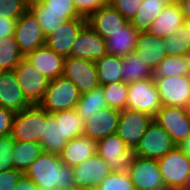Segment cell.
Returning a JSON list of instances; mask_svg holds the SVG:
<instances>
[{"instance_id":"cell-1","label":"cell","mask_w":190,"mask_h":190,"mask_svg":"<svg viewBox=\"0 0 190 190\" xmlns=\"http://www.w3.org/2000/svg\"><path fill=\"white\" fill-rule=\"evenodd\" d=\"M39 188L74 190L76 182L72 167L63 165L59 155L43 152L24 172Z\"/></svg>"},{"instance_id":"cell-2","label":"cell","mask_w":190,"mask_h":190,"mask_svg":"<svg viewBox=\"0 0 190 190\" xmlns=\"http://www.w3.org/2000/svg\"><path fill=\"white\" fill-rule=\"evenodd\" d=\"M78 87L64 76L48 82L47 89L39 106L48 113L74 109L80 99Z\"/></svg>"},{"instance_id":"cell-3","label":"cell","mask_w":190,"mask_h":190,"mask_svg":"<svg viewBox=\"0 0 190 190\" xmlns=\"http://www.w3.org/2000/svg\"><path fill=\"white\" fill-rule=\"evenodd\" d=\"M47 111L39 105H31L15 114L11 136L15 141L40 142L43 137Z\"/></svg>"},{"instance_id":"cell-4","label":"cell","mask_w":190,"mask_h":190,"mask_svg":"<svg viewBox=\"0 0 190 190\" xmlns=\"http://www.w3.org/2000/svg\"><path fill=\"white\" fill-rule=\"evenodd\" d=\"M161 107L154 77L128 84L126 109L146 113L154 118Z\"/></svg>"},{"instance_id":"cell-5","label":"cell","mask_w":190,"mask_h":190,"mask_svg":"<svg viewBox=\"0 0 190 190\" xmlns=\"http://www.w3.org/2000/svg\"><path fill=\"white\" fill-rule=\"evenodd\" d=\"M97 155L106 161L111 172L123 173L129 172L136 156L116 133L97 141Z\"/></svg>"},{"instance_id":"cell-6","label":"cell","mask_w":190,"mask_h":190,"mask_svg":"<svg viewBox=\"0 0 190 190\" xmlns=\"http://www.w3.org/2000/svg\"><path fill=\"white\" fill-rule=\"evenodd\" d=\"M158 164L167 190H180L190 171L188 156L179 146H176L158 159Z\"/></svg>"},{"instance_id":"cell-7","label":"cell","mask_w":190,"mask_h":190,"mask_svg":"<svg viewBox=\"0 0 190 190\" xmlns=\"http://www.w3.org/2000/svg\"><path fill=\"white\" fill-rule=\"evenodd\" d=\"M175 147L172 137L153 120L134 152L138 157L158 160Z\"/></svg>"},{"instance_id":"cell-8","label":"cell","mask_w":190,"mask_h":190,"mask_svg":"<svg viewBox=\"0 0 190 190\" xmlns=\"http://www.w3.org/2000/svg\"><path fill=\"white\" fill-rule=\"evenodd\" d=\"M14 72L27 101L31 105H39L43 99L49 80L25 57L20 60Z\"/></svg>"},{"instance_id":"cell-9","label":"cell","mask_w":190,"mask_h":190,"mask_svg":"<svg viewBox=\"0 0 190 190\" xmlns=\"http://www.w3.org/2000/svg\"><path fill=\"white\" fill-rule=\"evenodd\" d=\"M154 121L172 137L176 146H180L190 135V117L187 108L162 106Z\"/></svg>"},{"instance_id":"cell-10","label":"cell","mask_w":190,"mask_h":190,"mask_svg":"<svg viewBox=\"0 0 190 190\" xmlns=\"http://www.w3.org/2000/svg\"><path fill=\"white\" fill-rule=\"evenodd\" d=\"M14 37L23 57L44 46L45 36L37 17L29 8L17 19Z\"/></svg>"},{"instance_id":"cell-11","label":"cell","mask_w":190,"mask_h":190,"mask_svg":"<svg viewBox=\"0 0 190 190\" xmlns=\"http://www.w3.org/2000/svg\"><path fill=\"white\" fill-rule=\"evenodd\" d=\"M153 120L146 113L125 109L120 113L116 134L129 149L135 150Z\"/></svg>"},{"instance_id":"cell-12","label":"cell","mask_w":190,"mask_h":190,"mask_svg":"<svg viewBox=\"0 0 190 190\" xmlns=\"http://www.w3.org/2000/svg\"><path fill=\"white\" fill-rule=\"evenodd\" d=\"M162 106L183 107L190 105V75L154 78Z\"/></svg>"},{"instance_id":"cell-13","label":"cell","mask_w":190,"mask_h":190,"mask_svg":"<svg viewBox=\"0 0 190 190\" xmlns=\"http://www.w3.org/2000/svg\"><path fill=\"white\" fill-rule=\"evenodd\" d=\"M128 174L135 190H167L158 160L135 156Z\"/></svg>"},{"instance_id":"cell-14","label":"cell","mask_w":190,"mask_h":190,"mask_svg":"<svg viewBox=\"0 0 190 190\" xmlns=\"http://www.w3.org/2000/svg\"><path fill=\"white\" fill-rule=\"evenodd\" d=\"M63 76L78 87L80 94L91 92L100 86L95 62L91 60L65 58Z\"/></svg>"},{"instance_id":"cell-15","label":"cell","mask_w":190,"mask_h":190,"mask_svg":"<svg viewBox=\"0 0 190 190\" xmlns=\"http://www.w3.org/2000/svg\"><path fill=\"white\" fill-rule=\"evenodd\" d=\"M87 25V18L67 20L59 26L56 32L45 37V46L64 58L69 57L71 47L80 31Z\"/></svg>"},{"instance_id":"cell-16","label":"cell","mask_w":190,"mask_h":190,"mask_svg":"<svg viewBox=\"0 0 190 190\" xmlns=\"http://www.w3.org/2000/svg\"><path fill=\"white\" fill-rule=\"evenodd\" d=\"M105 39L86 25L75 39L69 57L96 61L107 55Z\"/></svg>"},{"instance_id":"cell-17","label":"cell","mask_w":190,"mask_h":190,"mask_svg":"<svg viewBox=\"0 0 190 190\" xmlns=\"http://www.w3.org/2000/svg\"><path fill=\"white\" fill-rule=\"evenodd\" d=\"M0 106L14 113L31 106L23 94L14 70L0 71Z\"/></svg>"},{"instance_id":"cell-18","label":"cell","mask_w":190,"mask_h":190,"mask_svg":"<svg viewBox=\"0 0 190 190\" xmlns=\"http://www.w3.org/2000/svg\"><path fill=\"white\" fill-rule=\"evenodd\" d=\"M128 23L129 21L110 4L101 7L87 18V25L104 39L122 31Z\"/></svg>"},{"instance_id":"cell-19","label":"cell","mask_w":190,"mask_h":190,"mask_svg":"<svg viewBox=\"0 0 190 190\" xmlns=\"http://www.w3.org/2000/svg\"><path fill=\"white\" fill-rule=\"evenodd\" d=\"M76 187L99 184L111 173L106 161L97 154L73 167Z\"/></svg>"},{"instance_id":"cell-20","label":"cell","mask_w":190,"mask_h":190,"mask_svg":"<svg viewBox=\"0 0 190 190\" xmlns=\"http://www.w3.org/2000/svg\"><path fill=\"white\" fill-rule=\"evenodd\" d=\"M121 111L109 107L101 109L84 122L83 135L96 141L116 133Z\"/></svg>"},{"instance_id":"cell-21","label":"cell","mask_w":190,"mask_h":190,"mask_svg":"<svg viewBox=\"0 0 190 190\" xmlns=\"http://www.w3.org/2000/svg\"><path fill=\"white\" fill-rule=\"evenodd\" d=\"M25 58L49 81L63 76L65 58L45 45L28 53Z\"/></svg>"},{"instance_id":"cell-22","label":"cell","mask_w":190,"mask_h":190,"mask_svg":"<svg viewBox=\"0 0 190 190\" xmlns=\"http://www.w3.org/2000/svg\"><path fill=\"white\" fill-rule=\"evenodd\" d=\"M96 154L97 141L82 135L69 140L59 154V158L63 165L73 168Z\"/></svg>"},{"instance_id":"cell-23","label":"cell","mask_w":190,"mask_h":190,"mask_svg":"<svg viewBox=\"0 0 190 190\" xmlns=\"http://www.w3.org/2000/svg\"><path fill=\"white\" fill-rule=\"evenodd\" d=\"M135 51L139 55V58H141L152 71L167 57L163 38H157L148 32L138 33Z\"/></svg>"},{"instance_id":"cell-24","label":"cell","mask_w":190,"mask_h":190,"mask_svg":"<svg viewBox=\"0 0 190 190\" xmlns=\"http://www.w3.org/2000/svg\"><path fill=\"white\" fill-rule=\"evenodd\" d=\"M185 22L180 4L166 5L160 15L151 23L147 32L157 38L175 34Z\"/></svg>"},{"instance_id":"cell-25","label":"cell","mask_w":190,"mask_h":190,"mask_svg":"<svg viewBox=\"0 0 190 190\" xmlns=\"http://www.w3.org/2000/svg\"><path fill=\"white\" fill-rule=\"evenodd\" d=\"M138 33L139 31L129 22L122 31L111 34V37L105 39L107 53L123 58L134 52Z\"/></svg>"},{"instance_id":"cell-26","label":"cell","mask_w":190,"mask_h":190,"mask_svg":"<svg viewBox=\"0 0 190 190\" xmlns=\"http://www.w3.org/2000/svg\"><path fill=\"white\" fill-rule=\"evenodd\" d=\"M122 81L126 84H131L144 79L153 77V71L147 66L145 62L136 51L131 52L122 58Z\"/></svg>"},{"instance_id":"cell-27","label":"cell","mask_w":190,"mask_h":190,"mask_svg":"<svg viewBox=\"0 0 190 190\" xmlns=\"http://www.w3.org/2000/svg\"><path fill=\"white\" fill-rule=\"evenodd\" d=\"M67 142L60 124H57L55 117L47 112L44 134L39 142L43 151L59 155Z\"/></svg>"},{"instance_id":"cell-28","label":"cell","mask_w":190,"mask_h":190,"mask_svg":"<svg viewBox=\"0 0 190 190\" xmlns=\"http://www.w3.org/2000/svg\"><path fill=\"white\" fill-rule=\"evenodd\" d=\"M105 96L102 86L93 89L91 92L81 94L75 109L83 122L89 120L91 116L97 114L101 109L108 107Z\"/></svg>"},{"instance_id":"cell-29","label":"cell","mask_w":190,"mask_h":190,"mask_svg":"<svg viewBox=\"0 0 190 190\" xmlns=\"http://www.w3.org/2000/svg\"><path fill=\"white\" fill-rule=\"evenodd\" d=\"M100 86L122 82V57L104 55L95 61Z\"/></svg>"},{"instance_id":"cell-30","label":"cell","mask_w":190,"mask_h":190,"mask_svg":"<svg viewBox=\"0 0 190 190\" xmlns=\"http://www.w3.org/2000/svg\"><path fill=\"white\" fill-rule=\"evenodd\" d=\"M43 152L38 142L15 141L12 154L13 168L24 173Z\"/></svg>"},{"instance_id":"cell-31","label":"cell","mask_w":190,"mask_h":190,"mask_svg":"<svg viewBox=\"0 0 190 190\" xmlns=\"http://www.w3.org/2000/svg\"><path fill=\"white\" fill-rule=\"evenodd\" d=\"M166 4L162 0H143L130 23L139 31L147 32L151 23L160 15Z\"/></svg>"},{"instance_id":"cell-32","label":"cell","mask_w":190,"mask_h":190,"mask_svg":"<svg viewBox=\"0 0 190 190\" xmlns=\"http://www.w3.org/2000/svg\"><path fill=\"white\" fill-rule=\"evenodd\" d=\"M57 124L63 130L64 138L68 141L83 135L84 122L78 116L76 109L58 111L52 114Z\"/></svg>"},{"instance_id":"cell-33","label":"cell","mask_w":190,"mask_h":190,"mask_svg":"<svg viewBox=\"0 0 190 190\" xmlns=\"http://www.w3.org/2000/svg\"><path fill=\"white\" fill-rule=\"evenodd\" d=\"M22 58L14 36L0 39V71H13Z\"/></svg>"},{"instance_id":"cell-34","label":"cell","mask_w":190,"mask_h":190,"mask_svg":"<svg viewBox=\"0 0 190 190\" xmlns=\"http://www.w3.org/2000/svg\"><path fill=\"white\" fill-rule=\"evenodd\" d=\"M29 9L37 17L45 37L54 31L56 32L59 26L67 21V19L62 16V13L44 11L35 1L29 2Z\"/></svg>"},{"instance_id":"cell-35","label":"cell","mask_w":190,"mask_h":190,"mask_svg":"<svg viewBox=\"0 0 190 190\" xmlns=\"http://www.w3.org/2000/svg\"><path fill=\"white\" fill-rule=\"evenodd\" d=\"M190 75L184 56H167L153 71L154 78Z\"/></svg>"},{"instance_id":"cell-36","label":"cell","mask_w":190,"mask_h":190,"mask_svg":"<svg viewBox=\"0 0 190 190\" xmlns=\"http://www.w3.org/2000/svg\"><path fill=\"white\" fill-rule=\"evenodd\" d=\"M103 87L106 104L109 108L123 111L127 106L128 84L115 82L106 84Z\"/></svg>"},{"instance_id":"cell-37","label":"cell","mask_w":190,"mask_h":190,"mask_svg":"<svg viewBox=\"0 0 190 190\" xmlns=\"http://www.w3.org/2000/svg\"><path fill=\"white\" fill-rule=\"evenodd\" d=\"M44 11L62 13L67 20L81 18L72 0H37L35 1Z\"/></svg>"},{"instance_id":"cell-38","label":"cell","mask_w":190,"mask_h":190,"mask_svg":"<svg viewBox=\"0 0 190 190\" xmlns=\"http://www.w3.org/2000/svg\"><path fill=\"white\" fill-rule=\"evenodd\" d=\"M99 190H135L128 173L111 172L98 186Z\"/></svg>"},{"instance_id":"cell-39","label":"cell","mask_w":190,"mask_h":190,"mask_svg":"<svg viewBox=\"0 0 190 190\" xmlns=\"http://www.w3.org/2000/svg\"><path fill=\"white\" fill-rule=\"evenodd\" d=\"M28 8V0H0V17L17 20Z\"/></svg>"},{"instance_id":"cell-40","label":"cell","mask_w":190,"mask_h":190,"mask_svg":"<svg viewBox=\"0 0 190 190\" xmlns=\"http://www.w3.org/2000/svg\"><path fill=\"white\" fill-rule=\"evenodd\" d=\"M15 146L14 138L0 136V173L13 168L12 154Z\"/></svg>"},{"instance_id":"cell-41","label":"cell","mask_w":190,"mask_h":190,"mask_svg":"<svg viewBox=\"0 0 190 190\" xmlns=\"http://www.w3.org/2000/svg\"><path fill=\"white\" fill-rule=\"evenodd\" d=\"M143 0H110L109 4L129 22L138 12Z\"/></svg>"},{"instance_id":"cell-42","label":"cell","mask_w":190,"mask_h":190,"mask_svg":"<svg viewBox=\"0 0 190 190\" xmlns=\"http://www.w3.org/2000/svg\"><path fill=\"white\" fill-rule=\"evenodd\" d=\"M163 40L167 56H184L190 49V44L174 34L163 38Z\"/></svg>"},{"instance_id":"cell-43","label":"cell","mask_w":190,"mask_h":190,"mask_svg":"<svg viewBox=\"0 0 190 190\" xmlns=\"http://www.w3.org/2000/svg\"><path fill=\"white\" fill-rule=\"evenodd\" d=\"M77 12L85 18L96 12L101 7L109 4L110 0H72Z\"/></svg>"},{"instance_id":"cell-44","label":"cell","mask_w":190,"mask_h":190,"mask_svg":"<svg viewBox=\"0 0 190 190\" xmlns=\"http://www.w3.org/2000/svg\"><path fill=\"white\" fill-rule=\"evenodd\" d=\"M24 173L17 169H10L0 173V190H14L18 180Z\"/></svg>"},{"instance_id":"cell-45","label":"cell","mask_w":190,"mask_h":190,"mask_svg":"<svg viewBox=\"0 0 190 190\" xmlns=\"http://www.w3.org/2000/svg\"><path fill=\"white\" fill-rule=\"evenodd\" d=\"M15 114L13 111L0 106V136H9L11 134Z\"/></svg>"},{"instance_id":"cell-46","label":"cell","mask_w":190,"mask_h":190,"mask_svg":"<svg viewBox=\"0 0 190 190\" xmlns=\"http://www.w3.org/2000/svg\"><path fill=\"white\" fill-rule=\"evenodd\" d=\"M16 23V19L0 17V39L14 36Z\"/></svg>"},{"instance_id":"cell-47","label":"cell","mask_w":190,"mask_h":190,"mask_svg":"<svg viewBox=\"0 0 190 190\" xmlns=\"http://www.w3.org/2000/svg\"><path fill=\"white\" fill-rule=\"evenodd\" d=\"M38 186L24 174L18 180L14 190H37Z\"/></svg>"},{"instance_id":"cell-48","label":"cell","mask_w":190,"mask_h":190,"mask_svg":"<svg viewBox=\"0 0 190 190\" xmlns=\"http://www.w3.org/2000/svg\"><path fill=\"white\" fill-rule=\"evenodd\" d=\"M178 38H182L185 42L190 44V22H184L177 28L175 34Z\"/></svg>"},{"instance_id":"cell-49","label":"cell","mask_w":190,"mask_h":190,"mask_svg":"<svg viewBox=\"0 0 190 190\" xmlns=\"http://www.w3.org/2000/svg\"><path fill=\"white\" fill-rule=\"evenodd\" d=\"M180 6L186 22H190V0H181Z\"/></svg>"},{"instance_id":"cell-50","label":"cell","mask_w":190,"mask_h":190,"mask_svg":"<svg viewBox=\"0 0 190 190\" xmlns=\"http://www.w3.org/2000/svg\"><path fill=\"white\" fill-rule=\"evenodd\" d=\"M179 147L190 159V135L184 140V142Z\"/></svg>"},{"instance_id":"cell-51","label":"cell","mask_w":190,"mask_h":190,"mask_svg":"<svg viewBox=\"0 0 190 190\" xmlns=\"http://www.w3.org/2000/svg\"><path fill=\"white\" fill-rule=\"evenodd\" d=\"M180 190H190V171L186 177L183 187Z\"/></svg>"},{"instance_id":"cell-52","label":"cell","mask_w":190,"mask_h":190,"mask_svg":"<svg viewBox=\"0 0 190 190\" xmlns=\"http://www.w3.org/2000/svg\"><path fill=\"white\" fill-rule=\"evenodd\" d=\"M166 5H177L180 4L181 0H162Z\"/></svg>"},{"instance_id":"cell-53","label":"cell","mask_w":190,"mask_h":190,"mask_svg":"<svg viewBox=\"0 0 190 190\" xmlns=\"http://www.w3.org/2000/svg\"><path fill=\"white\" fill-rule=\"evenodd\" d=\"M75 190H99L98 187L94 186H84V187H76Z\"/></svg>"},{"instance_id":"cell-54","label":"cell","mask_w":190,"mask_h":190,"mask_svg":"<svg viewBox=\"0 0 190 190\" xmlns=\"http://www.w3.org/2000/svg\"><path fill=\"white\" fill-rule=\"evenodd\" d=\"M186 63L188 65L189 71H190V49L186 52V54L184 55Z\"/></svg>"},{"instance_id":"cell-55","label":"cell","mask_w":190,"mask_h":190,"mask_svg":"<svg viewBox=\"0 0 190 190\" xmlns=\"http://www.w3.org/2000/svg\"><path fill=\"white\" fill-rule=\"evenodd\" d=\"M187 111H188V114H189V117H190V105L187 107Z\"/></svg>"},{"instance_id":"cell-56","label":"cell","mask_w":190,"mask_h":190,"mask_svg":"<svg viewBox=\"0 0 190 190\" xmlns=\"http://www.w3.org/2000/svg\"><path fill=\"white\" fill-rule=\"evenodd\" d=\"M37 190H47V189H44V188H39V187H38V189H37Z\"/></svg>"}]
</instances>
